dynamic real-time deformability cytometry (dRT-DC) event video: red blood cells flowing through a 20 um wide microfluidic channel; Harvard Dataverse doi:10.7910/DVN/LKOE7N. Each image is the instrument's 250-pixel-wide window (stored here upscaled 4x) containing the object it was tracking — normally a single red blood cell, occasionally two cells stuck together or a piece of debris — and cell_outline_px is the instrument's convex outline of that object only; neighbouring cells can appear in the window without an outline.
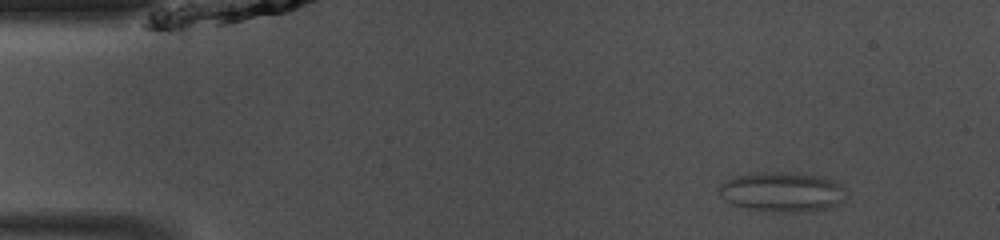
{"species": "common noctule bat (a hibernating species)", "species_latin": "Nyctalus noctula", "temperature_condition": "room temperature", "stored_images_in_passage": 44, "segment_of_instrument_passage": [1, 2], "camera_frame_rate_fps": 3000, "um_per_image_px": 0.085, "animal": {"sex": "male", "body_mass_g": 13.0, "forearm_length_mm": 53.1}, "frame": {"image": 1, "passage_image": 1, "time_ms": 0.0, "image_size_px": [1000, 240], "cell_outline_px": [[840, 188], [836, 204], [824, 208], [752, 208], [732, 204], [720, 196], [720, 184], [744, 172], [804, 172], [824, 176], [836, 180], [840, 184]], "centroid_in_image_um": [66.36, 16.18], "position_along_channel_um": 18.6, "area_um2": 27.57}}
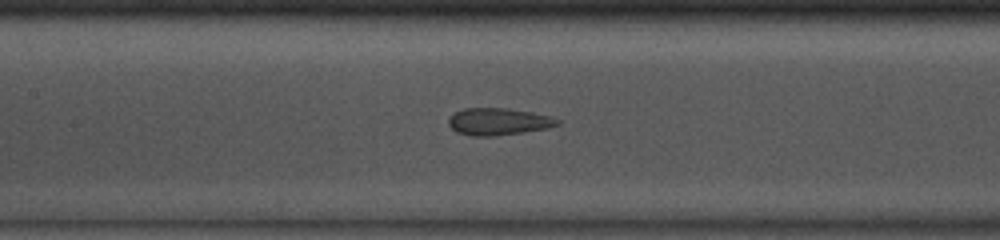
{"frame": {"image": 2, "passage_image": 17, "time_ms": 5.333, "image_size_px": [1000, 240], "cell_outline_px": [[560, 124], [544, 128], [520, 132], [492, 136], [472, 136], [456, 132], [448, 124], [448, 120], [456, 112], [464, 108], [504, 108], [532, 112], [548, 116], [560, 120]], "centroid_in_image_um": [42.32, 10.33], "position_along_channel_um": 165.1, "area_um2": 16.82}}
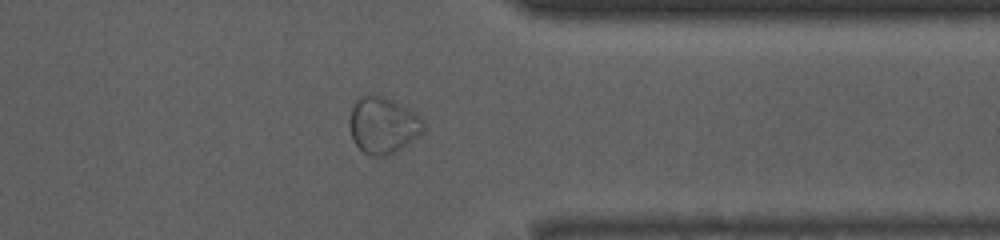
{"frame": {"image": 3, "passage_image": 33, "time_ms": 10.667, "image_size_px": [1000, 240], "cell_outline_px": [[424, 128], [416, 136], [400, 148], [384, 156], [372, 156], [364, 152], [352, 140], [348, 124], [348, 120], [352, 108], [356, 100], [360, 96], [376, 92], [384, 96], [412, 112], [424, 120]], "centroid_in_image_um": [32.47, 10.61], "position_along_channel_um": 378.9, "area_um2": 23.99}}